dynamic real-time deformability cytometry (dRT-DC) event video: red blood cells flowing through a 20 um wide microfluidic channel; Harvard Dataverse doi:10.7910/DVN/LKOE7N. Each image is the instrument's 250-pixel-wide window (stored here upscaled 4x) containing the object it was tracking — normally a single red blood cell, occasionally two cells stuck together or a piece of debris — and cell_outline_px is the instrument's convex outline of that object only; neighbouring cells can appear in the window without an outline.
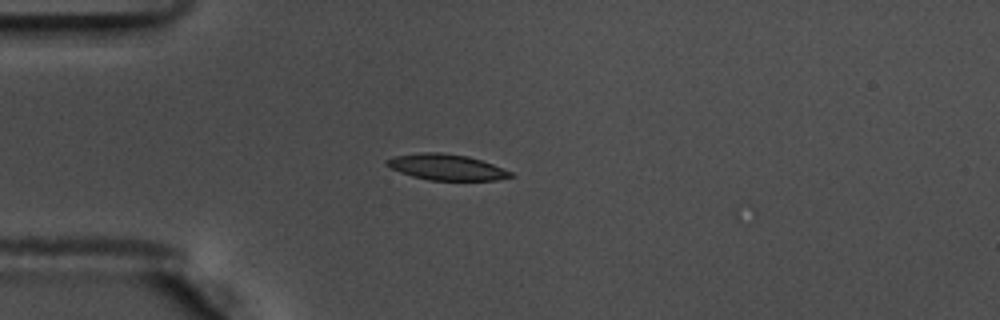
{"species": "common noctule bat (a hibernating species)", "species_latin": "Nyctalus noctula", "temperature_condition": "warm", "stored_images_in_passage": 42, "camera_frame_rate_fps": 3000, "um_per_image_px": 0.085, "animal": {"sex": "male", "body_mass_g": 17.5, "forearm_length_mm": 52.3}, "frame": {"image": 1, "passage_image": 1, "time_ms": 0.0, "image_size_px": [1000, 320], "cell_outline_px": [[516, 176], [496, 180], [428, 180], [412, 176], [400, 172], [384, 164], [384, 160], [392, 156], [424, 152], [440, 152], [468, 156], [492, 164], [512, 172]], "centroid_in_image_um": [37.92, 14.2], "position_along_channel_um": 47.1, "area_um2": 18.73}}
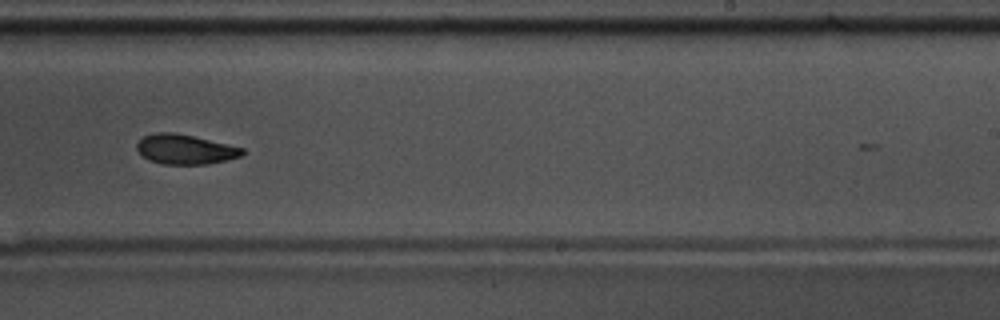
{"frame": {"image": 2, "passage_image": 21, "time_ms": 6.667, "image_size_px": [1000, 320], "cell_outline_px": [[244, 152], [240, 156], [224, 160], [204, 164], [164, 164], [148, 160], [136, 148], [136, 144], [144, 136], [156, 132], [172, 132], [192, 136], [228, 144], [244, 148]], "centroid_in_image_um": [15.71, 12.68], "position_along_channel_um": 273.3, "area_um2": 17.98}}
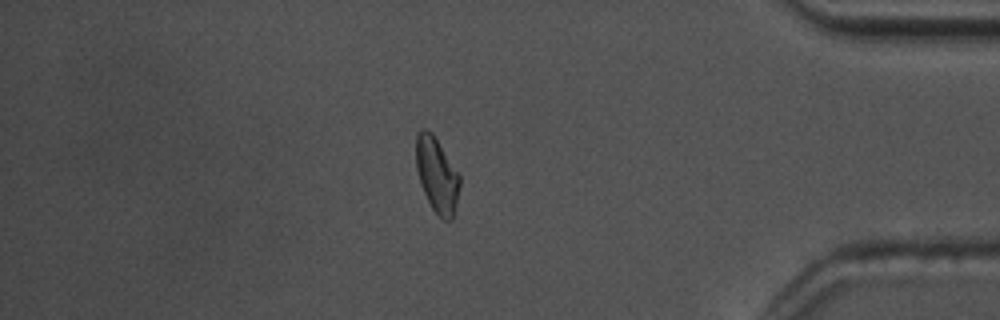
{"frame": {"image": 3, "passage_image": 34, "time_ms": 11.0, "image_size_px": [1000, 320], "cell_outline_px": [[460, 184], [456, 204], [452, 220], [444, 220], [432, 208], [424, 192], [416, 168], [416, 136], [420, 128], [424, 128], [432, 132], [460, 176]], "centroid_in_image_um": [37.13, 14.84], "position_along_channel_um": 398.1, "area_um2": 18.79}, "authors_computed_cell_mechanics": {"area_um2": 18.9295, "velocity_mm_per_s": 3.6523, "shape_relaxation_time_tau1_ms": 3.7518, "shape_relaxation_time_tau2_ms": null, "deformation_change_tau1": 0.1339, "deformation_change_tau2": null}}